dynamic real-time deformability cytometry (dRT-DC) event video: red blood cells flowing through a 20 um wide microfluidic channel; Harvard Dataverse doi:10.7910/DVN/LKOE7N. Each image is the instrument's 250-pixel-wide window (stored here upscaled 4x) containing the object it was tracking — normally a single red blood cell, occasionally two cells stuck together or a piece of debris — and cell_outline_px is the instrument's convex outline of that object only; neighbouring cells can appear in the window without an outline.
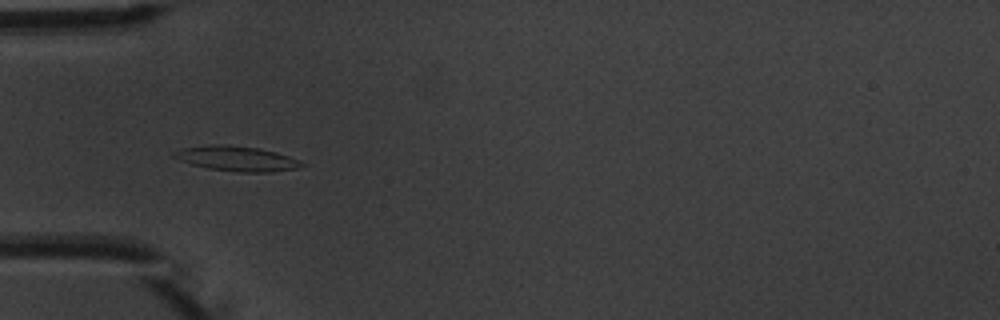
{"species": "common noctule bat (a hibernating species)", "species_latin": "Nyctalus noctula", "temperature_condition": "warm", "stored_images_in_passage": 2, "camera_frame_rate_fps": 3000, "um_per_image_px": 0.085, "animal": {"sex": "male", "body_mass_g": 20.1, "forearm_length_mm": 53.5}, "frame": {"image": 1, "passage_image": 1, "time_ms": 0.0, "image_size_px": [1000, 320], "cell_outline_px": [[308, 164], [300, 168], [272, 172], [236, 172], [208, 168], [192, 164], [180, 160], [172, 156], [172, 152], [180, 148], [212, 144], [228, 144], [256, 148], [276, 152], [300, 160]], "centroid_in_image_um": [20.14, 13.48], "position_along_channel_um": 64.9, "area_um2": 18.79}}